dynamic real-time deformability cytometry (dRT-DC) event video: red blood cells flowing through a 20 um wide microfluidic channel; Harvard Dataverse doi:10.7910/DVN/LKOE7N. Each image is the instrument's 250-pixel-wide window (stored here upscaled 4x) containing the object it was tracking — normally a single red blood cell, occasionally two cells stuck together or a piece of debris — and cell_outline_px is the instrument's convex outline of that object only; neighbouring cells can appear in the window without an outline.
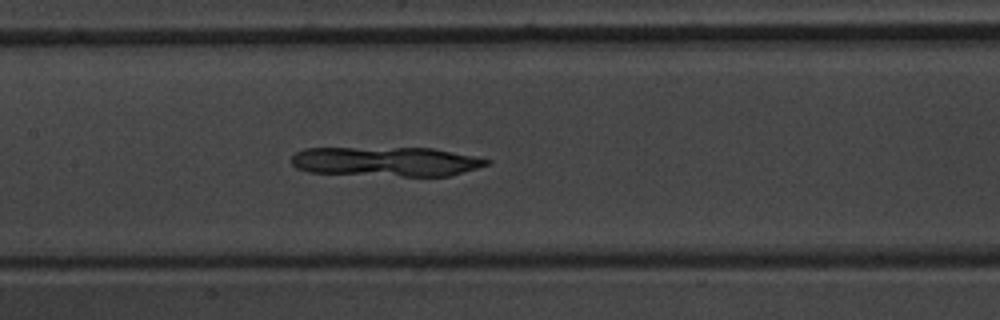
{"species": "common noctule bat (a hibernating species)", "species_latin": "Nyctalus noctula", "temperature_condition": "warm", "stored_images_in_passage": 56, "camera_frame_rate_fps": 3000, "um_per_image_px": 0.085, "animal": {"sex": "male", "body_mass_g": 20.1, "forearm_length_mm": 53.5}, "frame": {"image": 1, "passage_image": 27, "time_ms": 8.667, "image_size_px": [1000, 320], "cell_outline_px": [[492, 160], [488, 164], [476, 168], [448, 176], [400, 176], [308, 172], [296, 168], [292, 164], [292, 156], [296, 152], [304, 148], [432, 148]], "centroid_in_image_um": [32.78, 13.73], "position_along_channel_um": 174.6, "area_um2": 33.35}}